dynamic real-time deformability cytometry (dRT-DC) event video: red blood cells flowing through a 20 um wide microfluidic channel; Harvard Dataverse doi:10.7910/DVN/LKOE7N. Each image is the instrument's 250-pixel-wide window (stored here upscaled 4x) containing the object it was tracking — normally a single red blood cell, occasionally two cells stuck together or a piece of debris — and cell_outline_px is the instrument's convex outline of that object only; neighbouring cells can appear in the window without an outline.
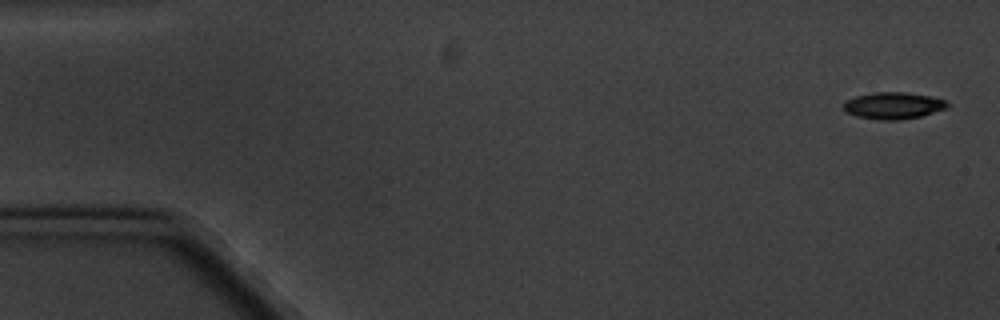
{"species": "common noctule bat (a hibernating species)", "species_latin": "Nyctalus noctula", "temperature_condition": "cold", "stored_images_in_passage": 5, "camera_frame_rate_fps": 3000, "um_per_image_px": 0.085, "animal": {"sex": "male", "body_mass_g": 20.1, "forearm_length_mm": 53.5}, "frame": {"image": 1, "passage_image": 1, "time_ms": 0.0, "image_size_px": [1000, 320], "cell_outline_px": [[948, 108], [920, 116], [900, 120], [880, 120], [856, 116], [844, 112], [844, 100], [856, 96], [872, 92], [904, 92], [932, 96], [944, 100], [948, 104]], "centroid_in_image_um": [75.9, 8.97], "position_along_channel_um": 9.1, "area_um2": 16.3}}
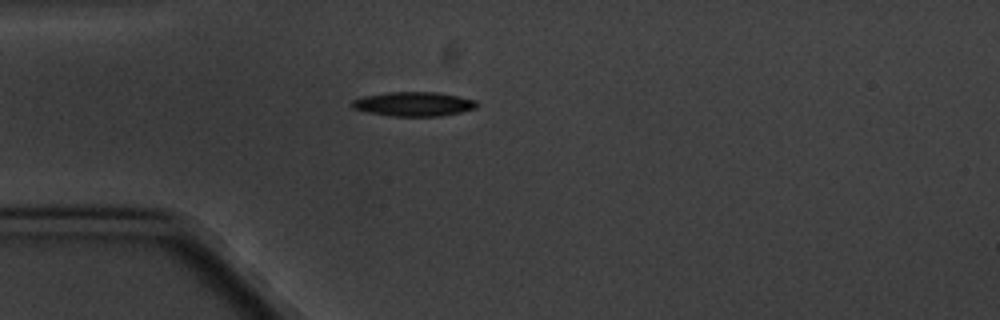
{"frame": {"image": 2, "passage_image": 5, "time_ms": 4.667, "image_size_px": [1000, 320], "cell_outline_px": [[480, 104], [476, 108], [460, 112], [440, 116], [392, 116], [368, 112], [352, 108], [352, 100], [364, 96], [388, 92], [436, 92], [476, 100]], "centroid_in_image_um": [35.18, 8.84], "position_along_channel_um": 49.8, "area_um2": 17.57}}